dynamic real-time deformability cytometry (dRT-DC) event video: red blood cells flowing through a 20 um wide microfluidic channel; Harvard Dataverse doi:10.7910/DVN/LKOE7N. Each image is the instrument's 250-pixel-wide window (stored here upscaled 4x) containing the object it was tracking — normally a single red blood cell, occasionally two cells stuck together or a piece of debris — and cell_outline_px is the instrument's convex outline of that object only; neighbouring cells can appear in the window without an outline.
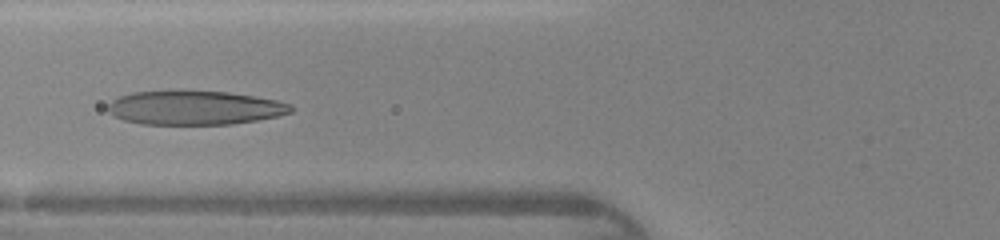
{"species": "human", "species_latin": "Homo sapiens", "temperature_condition": "warm", "stored_images_in_passage": 44, "camera_frame_rate_fps": 3000, "um_per_image_px": 0.085, "donor": {"sex": "female"}, "frame": {"image": 1, "passage_image": 17, "time_ms": 5.333, "image_size_px": [1000, 240], "cell_outline_px": [[296, 108], [292, 112], [280, 116], [232, 124], [140, 124], [124, 120], [108, 112], [108, 104], [112, 100], [120, 96], [132, 92], [228, 92], [276, 100], [292, 104]], "centroid_in_image_um": [16.6, 9.18], "position_along_channel_um": 109.2, "area_um2": 35.89}}
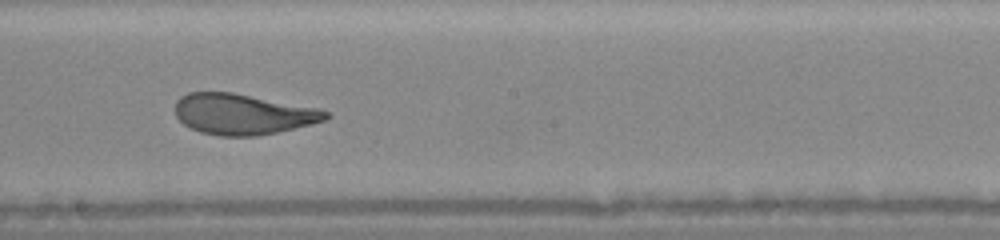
{"frame": {"image": 2, "passage_image": 25, "time_ms": 8.0, "image_size_px": [1000, 240], "cell_outline_px": [[332, 116], [324, 120], [312, 124], [276, 132], [256, 136], [220, 136], [200, 132], [184, 124], [176, 116], [176, 100], [180, 96], [188, 92], [232, 92], [320, 108], [328, 112]], "centroid_in_image_um": [20.65, 9.69], "position_along_channel_um": 227.5, "area_um2": 35.78}}
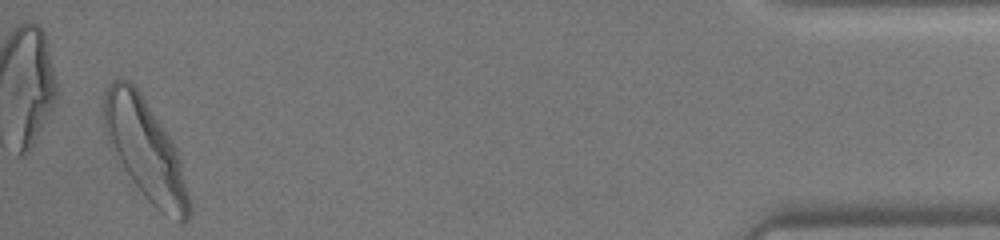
{"frame": {"image": 3, "passage_image": 43, "time_ms": 14.0, "image_size_px": [1000, 240], "cell_outline_px": [[192, 208], [188, 220], [184, 224], [156, 208], [148, 200], [132, 180], [108, 144], [104, 128], [104, 96], [112, 80], [128, 80], [140, 92], [172, 140], [176, 148], [180, 160], [192, 204]], "centroid_in_image_um": [12.38, 12.75], "position_along_channel_um": 422.8, "area_um2": 49.07}}